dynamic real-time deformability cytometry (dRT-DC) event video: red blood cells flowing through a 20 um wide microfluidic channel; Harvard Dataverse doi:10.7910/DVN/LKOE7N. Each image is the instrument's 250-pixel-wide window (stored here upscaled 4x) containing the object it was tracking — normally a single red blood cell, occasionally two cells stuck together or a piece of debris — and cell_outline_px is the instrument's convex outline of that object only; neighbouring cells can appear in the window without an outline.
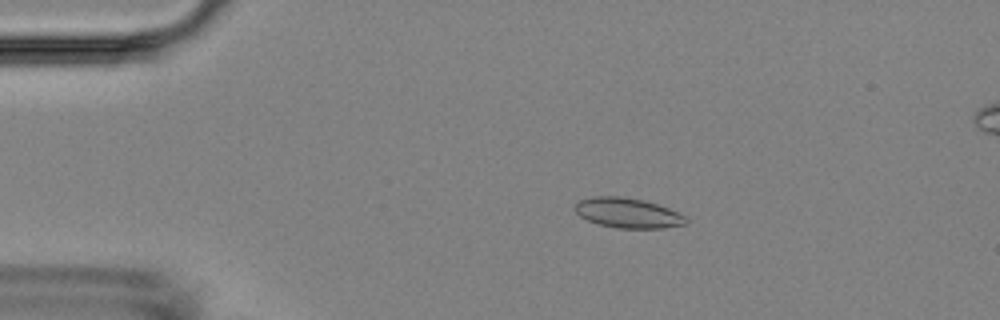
{"species": "Egyptian fruit bat (a non-hibernating species)", "species_latin": "Rousettus aegyptiacus", "temperature_condition": "room temperature", "stored_images_in_passage": 56, "camera_frame_rate_fps": 3000, "um_per_image_px": 0.085, "animal": {"sex": "female"}, "frame": {"image": 1, "passage_image": 11, "time_ms": 3.333, "image_size_px": [1000, 320], "cell_outline_px": [[688, 224], [664, 228], [616, 228], [600, 224], [588, 220], [580, 216], [576, 212], [576, 204], [580, 200], [592, 196], [620, 196], [644, 200], [668, 208], [688, 216]], "centroid_in_image_um": [53.42, 18.1], "position_along_channel_um": 31.6, "area_um2": 19.42}}
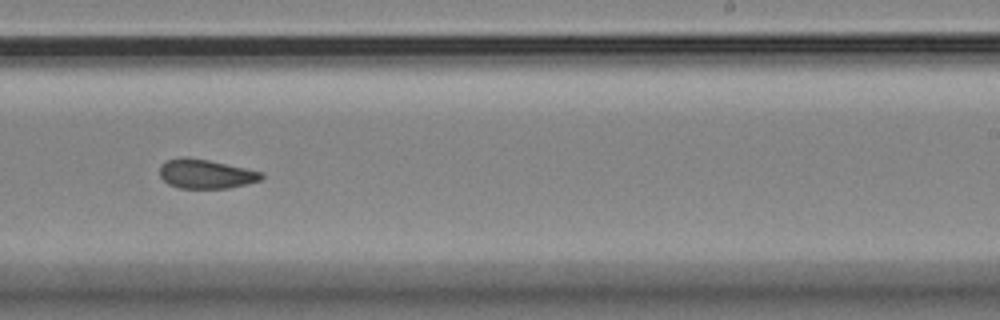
{"frame": {"image": 2, "passage_image": 35, "time_ms": 11.333, "image_size_px": [1000, 320], "cell_outline_px": [[264, 176], [260, 180], [248, 184], [228, 188], [180, 188], [168, 184], [160, 176], [160, 164], [164, 160], [180, 156], [184, 156], [208, 160], [264, 172]], "centroid_in_image_um": [17.47, 14.77], "position_along_channel_um": 271.5, "area_um2": 17.51}}
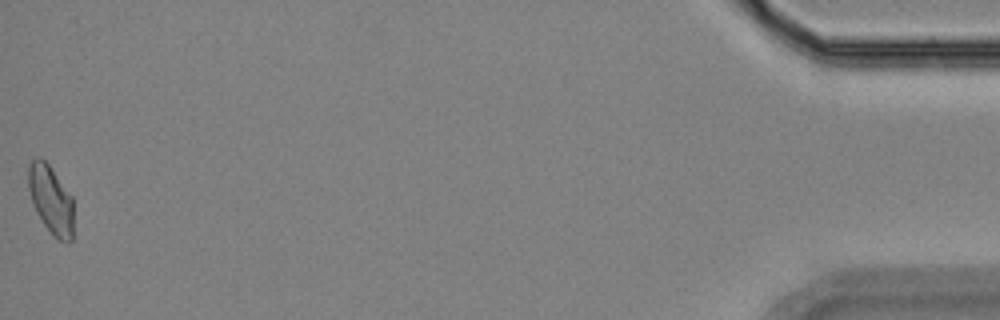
{"frame": {"image": 3, "passage_image": 56, "time_ms": 18.333, "image_size_px": [1000, 320], "cell_outline_px": [[72, 240], [68, 244], [60, 240], [44, 224], [36, 212], [32, 204], [28, 188], [28, 164], [36, 156], [40, 156], [48, 164], [72, 196]], "centroid_in_image_um": [4.3, 16.93], "position_along_channel_um": 430.9, "area_um2": 17.86}, "authors_computed_cell_mechanics": {"area_um2": 17.9469, "velocity_mm_per_s": 3.5898, "shape_relaxation_time_tau1_ms": null, "shape_relaxation_time_tau2_ms": 2.2975, "deformation_change_tau1": null, "deformation_change_tau2": 0.0726}}